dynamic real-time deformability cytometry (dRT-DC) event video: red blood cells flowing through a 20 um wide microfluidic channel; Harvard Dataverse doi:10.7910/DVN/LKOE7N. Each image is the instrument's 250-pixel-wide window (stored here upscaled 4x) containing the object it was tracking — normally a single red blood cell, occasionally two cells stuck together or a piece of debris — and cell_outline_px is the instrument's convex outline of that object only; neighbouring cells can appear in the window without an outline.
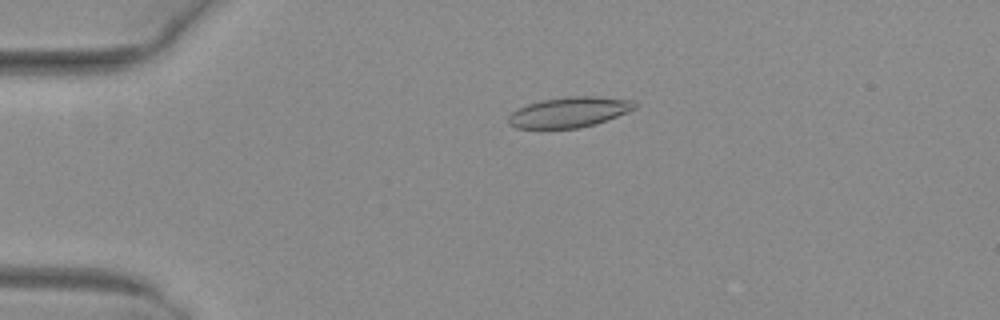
{"species": "common noctule bat (a hibernating species)", "species_latin": "Nyctalus noctula", "temperature_condition": "warm", "stored_images_in_passage": 47, "camera_frame_rate_fps": 3000, "um_per_image_px": 0.085, "animal": {"sex": "female", "body_mass_g": 29.2, "forearm_length_mm": 56.3}, "frame": {"image": 1, "passage_image": 7, "time_ms": 2.0, "image_size_px": [1000, 320], "cell_outline_px": [[636, 108], [628, 112], [596, 124], [580, 128], [516, 128], [508, 124], [508, 116], [512, 112], [528, 104], [540, 100], [568, 96], [596, 96], [632, 100], [636, 104]], "centroid_in_image_um": [48.39, 9.53], "position_along_channel_um": 36.6, "area_um2": 22.37}}
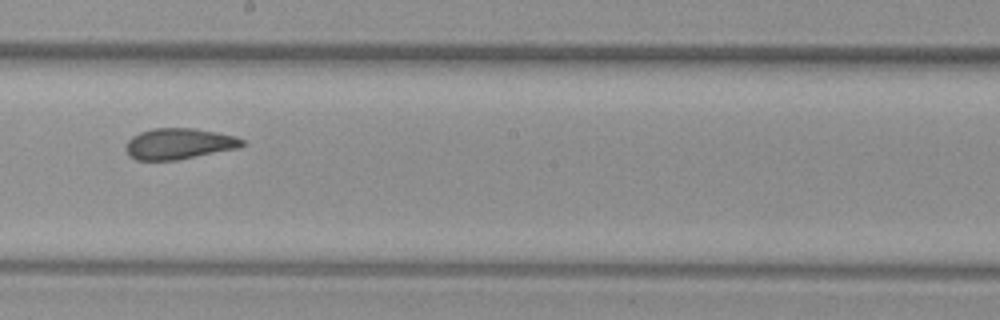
{"frame": {"image": 2, "passage_image": 25, "time_ms": 8.0, "image_size_px": [1000, 320], "cell_outline_px": [[244, 144], [236, 148], [176, 160], [136, 160], [128, 156], [124, 148], [128, 140], [132, 136], [140, 132], [152, 128], [192, 128], [216, 132], [236, 136], [244, 140]], "centroid_in_image_um": [15.15, 12.21], "position_along_channel_um": 233.1, "area_um2": 20.92}}
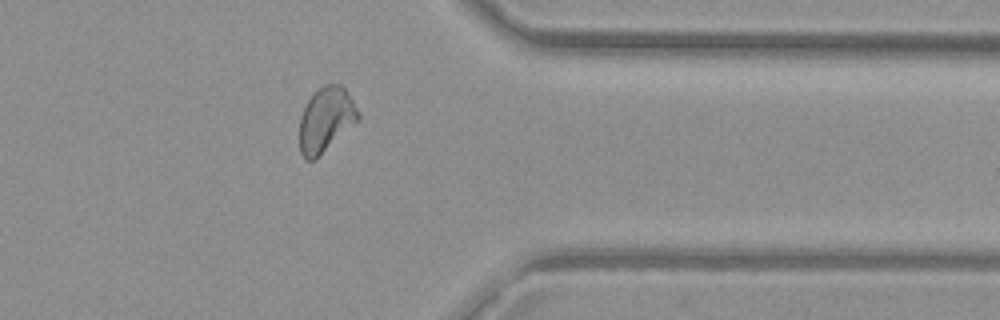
{"frame": {"image": 3, "passage_image": 37, "time_ms": 12.0, "image_size_px": [1000, 320], "cell_outline_px": [[360, 120], [316, 160], [304, 160], [300, 152], [300, 116], [308, 100], [316, 88], [324, 84], [340, 84], [344, 88], [360, 112]], "centroid_in_image_um": [27.71, 10.19], "position_along_channel_um": 383.7, "area_um2": 22.48}, "authors_computed_cell_mechanics": {"area_um2": 21.964, "velocity_mm_per_s": 4.0212, "shape_relaxation_time_tau1_ms": null, "shape_relaxation_time_tau2_ms": 1.2508, "deformation_change_tau1": null, "deformation_change_tau2": 0.0638}}